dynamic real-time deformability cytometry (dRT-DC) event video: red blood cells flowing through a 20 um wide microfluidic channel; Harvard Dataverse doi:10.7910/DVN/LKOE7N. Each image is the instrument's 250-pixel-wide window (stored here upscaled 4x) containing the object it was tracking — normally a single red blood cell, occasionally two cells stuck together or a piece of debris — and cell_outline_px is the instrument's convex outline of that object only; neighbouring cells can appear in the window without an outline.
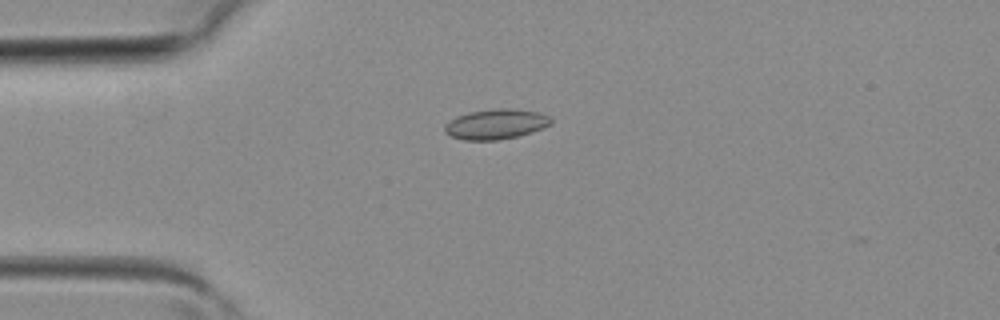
{"species": "common noctule bat (a hibernating species)", "species_latin": "Nyctalus noctula", "temperature_condition": "room temperature", "stored_images_in_passage": 1, "camera_frame_rate_fps": 3000, "um_per_image_px": 0.085, "animal": {"sex": "female", "body_mass_g": 19.3, "forearm_length_mm": 54.1}, "frame": {"image": 1, "passage_image": 1, "time_ms": 0.0, "image_size_px": [1000, 320], "cell_outline_px": [[552, 124], [544, 128], [532, 132], [516, 136], [496, 140], [464, 140], [448, 136], [444, 132], [444, 124], [456, 116], [468, 112], [500, 108], [512, 108], [540, 112], [548, 116], [552, 120]], "centroid_in_image_um": [42.13, 10.55], "position_along_channel_um": 42.9, "area_um2": 18.84}}